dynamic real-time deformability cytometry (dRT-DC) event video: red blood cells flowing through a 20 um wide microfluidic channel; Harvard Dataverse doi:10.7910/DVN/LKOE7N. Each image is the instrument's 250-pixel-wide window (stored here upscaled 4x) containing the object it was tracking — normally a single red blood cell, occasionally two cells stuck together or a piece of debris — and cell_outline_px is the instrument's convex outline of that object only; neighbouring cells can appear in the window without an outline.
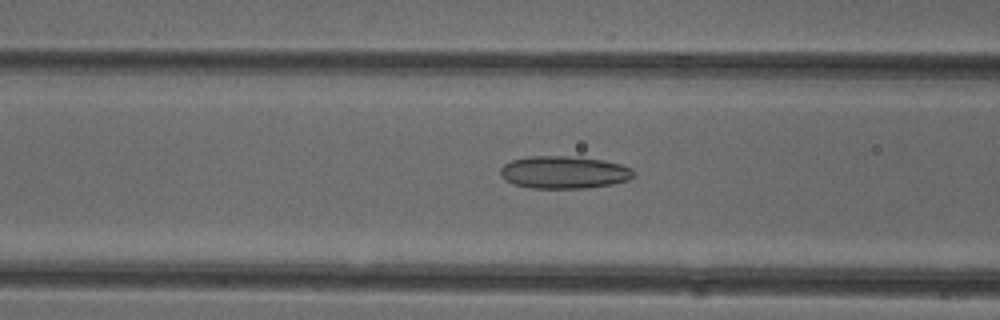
{"species": "common noctule bat (a hibernating species)", "species_latin": "Nyctalus noctula", "temperature_condition": "cold", "stored_images_in_passage": 51, "camera_frame_rate_fps": 3000, "um_per_image_px": 0.085, "animal": {"sex": "female"}, "frame": {"image": 1, "passage_image": 20, "time_ms": 6.333, "image_size_px": [1000, 320], "cell_outline_px": [[636, 172], [628, 180], [612, 184], [588, 188], [528, 188], [512, 184], [504, 180], [500, 176], [500, 168], [504, 164], [512, 160], [528, 156], [568, 156], [604, 160], [620, 164], [632, 168]], "centroid_in_image_um": [47.91, 14.65], "position_along_channel_um": 118.7, "area_um2": 25.49}}
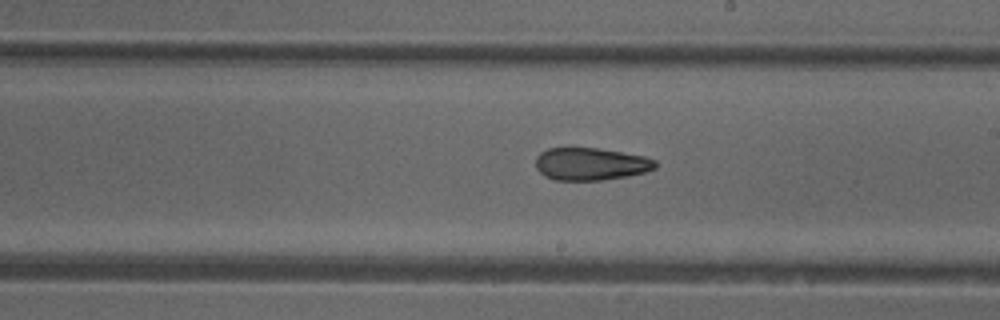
{"frame": {"image": 2, "passage_image": 29, "time_ms": 9.333, "image_size_px": [1000, 320], "cell_outline_px": [[656, 168], [644, 172], [628, 176], [600, 180], [556, 180], [544, 176], [536, 168], [536, 156], [540, 152], [548, 148], [568, 144], [596, 148], [644, 156], [656, 160]], "centroid_in_image_um": [50.14, 13.89], "position_along_channel_um": 238.9, "area_um2": 23.29}}
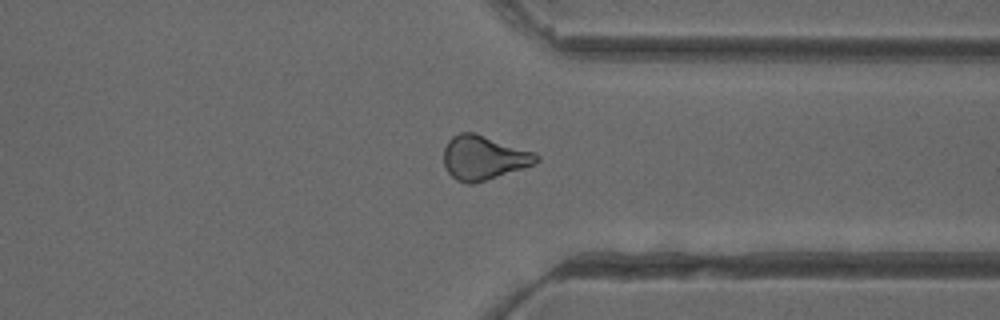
{"frame": {"image": 3, "passage_image": 39, "time_ms": 12.667, "image_size_px": [1000, 320], "cell_outline_px": [[540, 160], [536, 164], [524, 168], [472, 184], [468, 184], [456, 180], [448, 172], [444, 164], [444, 148], [448, 140], [452, 136], [460, 132], [472, 132], [536, 152], [540, 156]], "centroid_in_image_um": [41.13, 13.4], "position_along_channel_um": 370.3, "area_um2": 23.87}, "authors_computed_cell_mechanics": {"area_um2": 24.1026, "velocity_mm_per_s": 3.997, "shape_relaxation_time_tau1_ms": null, "shape_relaxation_time_tau2_ms": 5.4599, "deformation_change_tau1": null, "deformation_change_tau2": 0.1457}}